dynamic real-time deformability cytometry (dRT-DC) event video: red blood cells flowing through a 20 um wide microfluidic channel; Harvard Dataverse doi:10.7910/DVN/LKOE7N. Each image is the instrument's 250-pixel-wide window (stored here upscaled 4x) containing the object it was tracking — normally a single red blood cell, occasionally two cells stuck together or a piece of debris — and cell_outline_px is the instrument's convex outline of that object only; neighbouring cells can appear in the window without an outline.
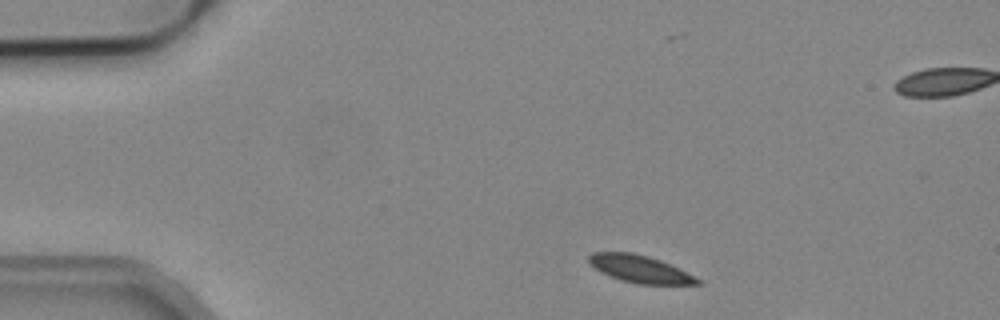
{"species": "common noctule bat (a hibernating species)", "species_latin": "Nyctalus noctula", "temperature_condition": "cold", "stored_images_in_passage": 3, "camera_frame_rate_fps": 3000, "um_per_image_px": 0.085, "animal": {"sex": "male", "body_mass_g": 19.2, "forearm_length_mm": 51.8}, "frame": {"image": 1, "passage_image": 1, "time_ms": 0.0, "image_size_px": [1000, 320], "cell_outline_px": [[704, 284], [636, 284], [620, 280], [600, 272], [588, 264], [588, 256], [592, 252], [632, 252], [648, 256], [660, 260], [680, 268], [704, 280]], "centroid_in_image_um": [54.42, 22.87], "position_along_channel_um": 30.6, "area_um2": 17.69}}